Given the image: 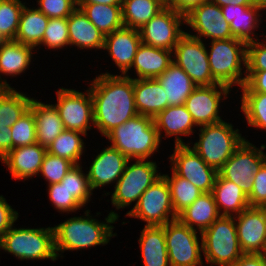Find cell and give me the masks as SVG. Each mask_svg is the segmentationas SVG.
Returning <instances> with one entry per match:
<instances>
[{
	"label": "cell",
	"mask_w": 266,
	"mask_h": 266,
	"mask_svg": "<svg viewBox=\"0 0 266 266\" xmlns=\"http://www.w3.org/2000/svg\"><path fill=\"white\" fill-rule=\"evenodd\" d=\"M33 97L15 88L0 90V124H14L27 110Z\"/></svg>",
	"instance_id": "8d00e7d4"
},
{
	"label": "cell",
	"mask_w": 266,
	"mask_h": 266,
	"mask_svg": "<svg viewBox=\"0 0 266 266\" xmlns=\"http://www.w3.org/2000/svg\"><path fill=\"white\" fill-rule=\"evenodd\" d=\"M12 124H0V160L12 150Z\"/></svg>",
	"instance_id": "f5cc1de1"
},
{
	"label": "cell",
	"mask_w": 266,
	"mask_h": 266,
	"mask_svg": "<svg viewBox=\"0 0 266 266\" xmlns=\"http://www.w3.org/2000/svg\"><path fill=\"white\" fill-rule=\"evenodd\" d=\"M25 4L21 0H0V37L2 40H15Z\"/></svg>",
	"instance_id": "ab89813d"
},
{
	"label": "cell",
	"mask_w": 266,
	"mask_h": 266,
	"mask_svg": "<svg viewBox=\"0 0 266 266\" xmlns=\"http://www.w3.org/2000/svg\"><path fill=\"white\" fill-rule=\"evenodd\" d=\"M119 214L110 211L104 221H98L90 215V210L84 212V216H74L53 227L54 229V249L57 258L64 251H75L94 246L106 245L112 237L117 236L113 233V225L117 222ZM59 252H61L59 254Z\"/></svg>",
	"instance_id": "7a4b0ae2"
},
{
	"label": "cell",
	"mask_w": 266,
	"mask_h": 266,
	"mask_svg": "<svg viewBox=\"0 0 266 266\" xmlns=\"http://www.w3.org/2000/svg\"><path fill=\"white\" fill-rule=\"evenodd\" d=\"M240 90H242V92L266 93V70L246 71V83Z\"/></svg>",
	"instance_id": "f907efd6"
},
{
	"label": "cell",
	"mask_w": 266,
	"mask_h": 266,
	"mask_svg": "<svg viewBox=\"0 0 266 266\" xmlns=\"http://www.w3.org/2000/svg\"><path fill=\"white\" fill-rule=\"evenodd\" d=\"M231 90L220 83L197 86L186 99L184 106L198 127L221 122L223 119L219 116L220 103L228 98Z\"/></svg>",
	"instance_id": "2e32d148"
},
{
	"label": "cell",
	"mask_w": 266,
	"mask_h": 266,
	"mask_svg": "<svg viewBox=\"0 0 266 266\" xmlns=\"http://www.w3.org/2000/svg\"><path fill=\"white\" fill-rule=\"evenodd\" d=\"M265 148L264 144L257 148L245 139L218 170V174L235 183L248 197L253 189L254 175L266 162V153L263 152Z\"/></svg>",
	"instance_id": "9c48e42d"
},
{
	"label": "cell",
	"mask_w": 266,
	"mask_h": 266,
	"mask_svg": "<svg viewBox=\"0 0 266 266\" xmlns=\"http://www.w3.org/2000/svg\"><path fill=\"white\" fill-rule=\"evenodd\" d=\"M35 48L24 45L16 40H3L0 44V74L16 77L25 72L31 64ZM3 88H11L7 80L1 78Z\"/></svg>",
	"instance_id": "cb8c5ba5"
},
{
	"label": "cell",
	"mask_w": 266,
	"mask_h": 266,
	"mask_svg": "<svg viewBox=\"0 0 266 266\" xmlns=\"http://www.w3.org/2000/svg\"><path fill=\"white\" fill-rule=\"evenodd\" d=\"M233 266H266V254L243 253Z\"/></svg>",
	"instance_id": "db71d44e"
},
{
	"label": "cell",
	"mask_w": 266,
	"mask_h": 266,
	"mask_svg": "<svg viewBox=\"0 0 266 266\" xmlns=\"http://www.w3.org/2000/svg\"><path fill=\"white\" fill-rule=\"evenodd\" d=\"M156 79L165 90L167 107L184 105L186 99L197 87L184 70L174 62Z\"/></svg>",
	"instance_id": "4dcf8cb0"
},
{
	"label": "cell",
	"mask_w": 266,
	"mask_h": 266,
	"mask_svg": "<svg viewBox=\"0 0 266 266\" xmlns=\"http://www.w3.org/2000/svg\"><path fill=\"white\" fill-rule=\"evenodd\" d=\"M78 7L105 36L124 26L121 5L78 3Z\"/></svg>",
	"instance_id": "836d02e7"
},
{
	"label": "cell",
	"mask_w": 266,
	"mask_h": 266,
	"mask_svg": "<svg viewBox=\"0 0 266 266\" xmlns=\"http://www.w3.org/2000/svg\"><path fill=\"white\" fill-rule=\"evenodd\" d=\"M263 4H264V8L266 10V0L263 2Z\"/></svg>",
	"instance_id": "6f0895ef"
},
{
	"label": "cell",
	"mask_w": 266,
	"mask_h": 266,
	"mask_svg": "<svg viewBox=\"0 0 266 266\" xmlns=\"http://www.w3.org/2000/svg\"><path fill=\"white\" fill-rule=\"evenodd\" d=\"M0 249L22 260H57L54 229L16 228L13 226L0 239Z\"/></svg>",
	"instance_id": "8992f818"
},
{
	"label": "cell",
	"mask_w": 266,
	"mask_h": 266,
	"mask_svg": "<svg viewBox=\"0 0 266 266\" xmlns=\"http://www.w3.org/2000/svg\"><path fill=\"white\" fill-rule=\"evenodd\" d=\"M49 18L37 8L24 5L15 40L33 48L40 47Z\"/></svg>",
	"instance_id": "d6a6232c"
},
{
	"label": "cell",
	"mask_w": 266,
	"mask_h": 266,
	"mask_svg": "<svg viewBox=\"0 0 266 266\" xmlns=\"http://www.w3.org/2000/svg\"><path fill=\"white\" fill-rule=\"evenodd\" d=\"M162 175L168 182L172 206L177 215L203 194L201 190L188 180L178 176L173 170L171 177L168 174Z\"/></svg>",
	"instance_id": "74e56055"
},
{
	"label": "cell",
	"mask_w": 266,
	"mask_h": 266,
	"mask_svg": "<svg viewBox=\"0 0 266 266\" xmlns=\"http://www.w3.org/2000/svg\"><path fill=\"white\" fill-rule=\"evenodd\" d=\"M47 147L34 143L13 148L0 161L7 166L15 180H28L39 175Z\"/></svg>",
	"instance_id": "7402d4cb"
},
{
	"label": "cell",
	"mask_w": 266,
	"mask_h": 266,
	"mask_svg": "<svg viewBox=\"0 0 266 266\" xmlns=\"http://www.w3.org/2000/svg\"><path fill=\"white\" fill-rule=\"evenodd\" d=\"M37 9L48 18H68L78 7L75 0H37Z\"/></svg>",
	"instance_id": "bcb514c9"
},
{
	"label": "cell",
	"mask_w": 266,
	"mask_h": 266,
	"mask_svg": "<svg viewBox=\"0 0 266 266\" xmlns=\"http://www.w3.org/2000/svg\"><path fill=\"white\" fill-rule=\"evenodd\" d=\"M74 165L73 162L66 158L57 157L47 152L44 156L38 177L42 175L46 182H48V185L60 183Z\"/></svg>",
	"instance_id": "ee69618b"
},
{
	"label": "cell",
	"mask_w": 266,
	"mask_h": 266,
	"mask_svg": "<svg viewBox=\"0 0 266 266\" xmlns=\"http://www.w3.org/2000/svg\"><path fill=\"white\" fill-rule=\"evenodd\" d=\"M129 162L130 160L114 185L111 195V204L117 210L129 207L135 201L136 205L141 195L162 176L161 173H158L155 161L136 159L134 163L130 164Z\"/></svg>",
	"instance_id": "ba28073f"
},
{
	"label": "cell",
	"mask_w": 266,
	"mask_h": 266,
	"mask_svg": "<svg viewBox=\"0 0 266 266\" xmlns=\"http://www.w3.org/2000/svg\"><path fill=\"white\" fill-rule=\"evenodd\" d=\"M139 246L144 266H170L163 226H144Z\"/></svg>",
	"instance_id": "1f68e13d"
},
{
	"label": "cell",
	"mask_w": 266,
	"mask_h": 266,
	"mask_svg": "<svg viewBox=\"0 0 266 266\" xmlns=\"http://www.w3.org/2000/svg\"><path fill=\"white\" fill-rule=\"evenodd\" d=\"M185 16L172 8L165 7L139 28L141 42L160 49L174 51L180 38L186 33L182 25Z\"/></svg>",
	"instance_id": "5bb4252c"
},
{
	"label": "cell",
	"mask_w": 266,
	"mask_h": 266,
	"mask_svg": "<svg viewBox=\"0 0 266 266\" xmlns=\"http://www.w3.org/2000/svg\"><path fill=\"white\" fill-rule=\"evenodd\" d=\"M220 216H237L250 207L248 197L235 183L222 178L219 174L212 189Z\"/></svg>",
	"instance_id": "f546056e"
},
{
	"label": "cell",
	"mask_w": 266,
	"mask_h": 266,
	"mask_svg": "<svg viewBox=\"0 0 266 266\" xmlns=\"http://www.w3.org/2000/svg\"><path fill=\"white\" fill-rule=\"evenodd\" d=\"M207 49L213 78L230 88L246 83L247 44L239 39L213 40ZM245 68V69H243ZM242 69L245 70L242 73Z\"/></svg>",
	"instance_id": "277c9868"
},
{
	"label": "cell",
	"mask_w": 266,
	"mask_h": 266,
	"mask_svg": "<svg viewBox=\"0 0 266 266\" xmlns=\"http://www.w3.org/2000/svg\"><path fill=\"white\" fill-rule=\"evenodd\" d=\"M219 217L214 196L212 192H207L201 194L191 205L181 211L177 219L201 234Z\"/></svg>",
	"instance_id": "f1b7e54d"
},
{
	"label": "cell",
	"mask_w": 266,
	"mask_h": 266,
	"mask_svg": "<svg viewBox=\"0 0 266 266\" xmlns=\"http://www.w3.org/2000/svg\"><path fill=\"white\" fill-rule=\"evenodd\" d=\"M153 119L160 141H162V137L174 136V145H189V143L183 142L181 136H189L195 133L192 128L197 127L184 105L168 106ZM163 132H165V136L162 135Z\"/></svg>",
	"instance_id": "603a6c76"
},
{
	"label": "cell",
	"mask_w": 266,
	"mask_h": 266,
	"mask_svg": "<svg viewBox=\"0 0 266 266\" xmlns=\"http://www.w3.org/2000/svg\"><path fill=\"white\" fill-rule=\"evenodd\" d=\"M83 206L91 200V190L88 176L82 170V165H74L60 182Z\"/></svg>",
	"instance_id": "60d3db41"
},
{
	"label": "cell",
	"mask_w": 266,
	"mask_h": 266,
	"mask_svg": "<svg viewBox=\"0 0 266 266\" xmlns=\"http://www.w3.org/2000/svg\"><path fill=\"white\" fill-rule=\"evenodd\" d=\"M214 4H217L220 7L230 5H253L258 0H210Z\"/></svg>",
	"instance_id": "11a10c76"
},
{
	"label": "cell",
	"mask_w": 266,
	"mask_h": 266,
	"mask_svg": "<svg viewBox=\"0 0 266 266\" xmlns=\"http://www.w3.org/2000/svg\"><path fill=\"white\" fill-rule=\"evenodd\" d=\"M141 43L139 29L123 26L105 36L103 50H107L112 61L120 70L121 75L128 77L137 49Z\"/></svg>",
	"instance_id": "ffe728a7"
},
{
	"label": "cell",
	"mask_w": 266,
	"mask_h": 266,
	"mask_svg": "<svg viewBox=\"0 0 266 266\" xmlns=\"http://www.w3.org/2000/svg\"><path fill=\"white\" fill-rule=\"evenodd\" d=\"M81 135L87 136L79 131L64 129L62 133L47 146V152L57 157L66 158L75 165H79L81 164L82 159L80 158L85 149V144Z\"/></svg>",
	"instance_id": "d590c367"
},
{
	"label": "cell",
	"mask_w": 266,
	"mask_h": 266,
	"mask_svg": "<svg viewBox=\"0 0 266 266\" xmlns=\"http://www.w3.org/2000/svg\"><path fill=\"white\" fill-rule=\"evenodd\" d=\"M201 237L202 254L211 266H233L243 254L234 217L220 216Z\"/></svg>",
	"instance_id": "52a82bcc"
},
{
	"label": "cell",
	"mask_w": 266,
	"mask_h": 266,
	"mask_svg": "<svg viewBox=\"0 0 266 266\" xmlns=\"http://www.w3.org/2000/svg\"><path fill=\"white\" fill-rule=\"evenodd\" d=\"M248 201L251 207H264L266 205V162L254 175L253 189L248 196Z\"/></svg>",
	"instance_id": "c3c4849f"
},
{
	"label": "cell",
	"mask_w": 266,
	"mask_h": 266,
	"mask_svg": "<svg viewBox=\"0 0 266 266\" xmlns=\"http://www.w3.org/2000/svg\"><path fill=\"white\" fill-rule=\"evenodd\" d=\"M234 220L243 253L266 254V208L250 206Z\"/></svg>",
	"instance_id": "ac0fdd59"
},
{
	"label": "cell",
	"mask_w": 266,
	"mask_h": 266,
	"mask_svg": "<svg viewBox=\"0 0 266 266\" xmlns=\"http://www.w3.org/2000/svg\"><path fill=\"white\" fill-rule=\"evenodd\" d=\"M171 168L203 193L212 192L218 171L209 166L190 145H175L169 156Z\"/></svg>",
	"instance_id": "9a60e30c"
},
{
	"label": "cell",
	"mask_w": 266,
	"mask_h": 266,
	"mask_svg": "<svg viewBox=\"0 0 266 266\" xmlns=\"http://www.w3.org/2000/svg\"><path fill=\"white\" fill-rule=\"evenodd\" d=\"M121 7L124 26L139 29L166 5L165 0H122Z\"/></svg>",
	"instance_id": "e575fe53"
},
{
	"label": "cell",
	"mask_w": 266,
	"mask_h": 266,
	"mask_svg": "<svg viewBox=\"0 0 266 266\" xmlns=\"http://www.w3.org/2000/svg\"><path fill=\"white\" fill-rule=\"evenodd\" d=\"M18 211L9 205L3 195H0V239L19 218Z\"/></svg>",
	"instance_id": "681fc988"
},
{
	"label": "cell",
	"mask_w": 266,
	"mask_h": 266,
	"mask_svg": "<svg viewBox=\"0 0 266 266\" xmlns=\"http://www.w3.org/2000/svg\"><path fill=\"white\" fill-rule=\"evenodd\" d=\"M170 266H202V239L198 231L178 219L163 225Z\"/></svg>",
	"instance_id": "8fae6325"
},
{
	"label": "cell",
	"mask_w": 266,
	"mask_h": 266,
	"mask_svg": "<svg viewBox=\"0 0 266 266\" xmlns=\"http://www.w3.org/2000/svg\"><path fill=\"white\" fill-rule=\"evenodd\" d=\"M41 45L51 50L70 46L67 18H49Z\"/></svg>",
	"instance_id": "7bdbcfd3"
},
{
	"label": "cell",
	"mask_w": 266,
	"mask_h": 266,
	"mask_svg": "<svg viewBox=\"0 0 266 266\" xmlns=\"http://www.w3.org/2000/svg\"><path fill=\"white\" fill-rule=\"evenodd\" d=\"M29 109L34 114L37 143L47 147L65 129L60 115L53 104L32 99Z\"/></svg>",
	"instance_id": "83f0119b"
},
{
	"label": "cell",
	"mask_w": 266,
	"mask_h": 266,
	"mask_svg": "<svg viewBox=\"0 0 266 266\" xmlns=\"http://www.w3.org/2000/svg\"><path fill=\"white\" fill-rule=\"evenodd\" d=\"M173 62V51H168L141 43L137 49L131 68L137 75L133 79H149L160 76Z\"/></svg>",
	"instance_id": "484cf974"
},
{
	"label": "cell",
	"mask_w": 266,
	"mask_h": 266,
	"mask_svg": "<svg viewBox=\"0 0 266 266\" xmlns=\"http://www.w3.org/2000/svg\"><path fill=\"white\" fill-rule=\"evenodd\" d=\"M57 109L63 126L67 130H75L87 135L94 126L93 100L90 89L79 92L74 89L60 88L56 91ZM91 123V124H90Z\"/></svg>",
	"instance_id": "4fadbf2b"
},
{
	"label": "cell",
	"mask_w": 266,
	"mask_h": 266,
	"mask_svg": "<svg viewBox=\"0 0 266 266\" xmlns=\"http://www.w3.org/2000/svg\"><path fill=\"white\" fill-rule=\"evenodd\" d=\"M138 218L146 226H163L177 219L166 178L162 175L139 198L126 217Z\"/></svg>",
	"instance_id": "30bf717a"
},
{
	"label": "cell",
	"mask_w": 266,
	"mask_h": 266,
	"mask_svg": "<svg viewBox=\"0 0 266 266\" xmlns=\"http://www.w3.org/2000/svg\"><path fill=\"white\" fill-rule=\"evenodd\" d=\"M199 132V140L192 148L217 171L246 139L239 133V129H234L233 124L224 120L215 124L202 125Z\"/></svg>",
	"instance_id": "5b68a950"
},
{
	"label": "cell",
	"mask_w": 266,
	"mask_h": 266,
	"mask_svg": "<svg viewBox=\"0 0 266 266\" xmlns=\"http://www.w3.org/2000/svg\"><path fill=\"white\" fill-rule=\"evenodd\" d=\"M208 0H165L166 7L172 8L179 14L186 16L194 8Z\"/></svg>",
	"instance_id": "816d5d0a"
},
{
	"label": "cell",
	"mask_w": 266,
	"mask_h": 266,
	"mask_svg": "<svg viewBox=\"0 0 266 266\" xmlns=\"http://www.w3.org/2000/svg\"><path fill=\"white\" fill-rule=\"evenodd\" d=\"M264 70H266V42L258 39L247 44L246 71Z\"/></svg>",
	"instance_id": "7dc6e473"
},
{
	"label": "cell",
	"mask_w": 266,
	"mask_h": 266,
	"mask_svg": "<svg viewBox=\"0 0 266 266\" xmlns=\"http://www.w3.org/2000/svg\"><path fill=\"white\" fill-rule=\"evenodd\" d=\"M78 3H95L106 5H122V0H80Z\"/></svg>",
	"instance_id": "9f6ffc18"
},
{
	"label": "cell",
	"mask_w": 266,
	"mask_h": 266,
	"mask_svg": "<svg viewBox=\"0 0 266 266\" xmlns=\"http://www.w3.org/2000/svg\"><path fill=\"white\" fill-rule=\"evenodd\" d=\"M12 149L32 145L37 142L36 125L33 112L27 110L12 126Z\"/></svg>",
	"instance_id": "b9f144b4"
},
{
	"label": "cell",
	"mask_w": 266,
	"mask_h": 266,
	"mask_svg": "<svg viewBox=\"0 0 266 266\" xmlns=\"http://www.w3.org/2000/svg\"><path fill=\"white\" fill-rule=\"evenodd\" d=\"M128 158L111 146L103 148L92 160L87 176L91 190L117 183L124 172Z\"/></svg>",
	"instance_id": "44dd1931"
},
{
	"label": "cell",
	"mask_w": 266,
	"mask_h": 266,
	"mask_svg": "<svg viewBox=\"0 0 266 266\" xmlns=\"http://www.w3.org/2000/svg\"><path fill=\"white\" fill-rule=\"evenodd\" d=\"M134 100L138 114L152 118L167 107L165 90L156 78L134 79Z\"/></svg>",
	"instance_id": "4316f807"
},
{
	"label": "cell",
	"mask_w": 266,
	"mask_h": 266,
	"mask_svg": "<svg viewBox=\"0 0 266 266\" xmlns=\"http://www.w3.org/2000/svg\"><path fill=\"white\" fill-rule=\"evenodd\" d=\"M204 40L185 33L173 51V62L181 67L196 86L219 84L212 76Z\"/></svg>",
	"instance_id": "7c38bea8"
},
{
	"label": "cell",
	"mask_w": 266,
	"mask_h": 266,
	"mask_svg": "<svg viewBox=\"0 0 266 266\" xmlns=\"http://www.w3.org/2000/svg\"><path fill=\"white\" fill-rule=\"evenodd\" d=\"M185 24L189 26L193 33L190 36L203 40H226L234 38L230 30V24L225 20L221 7L210 0L194 8L185 16ZM192 34V35H191Z\"/></svg>",
	"instance_id": "e0dca14e"
},
{
	"label": "cell",
	"mask_w": 266,
	"mask_h": 266,
	"mask_svg": "<svg viewBox=\"0 0 266 266\" xmlns=\"http://www.w3.org/2000/svg\"><path fill=\"white\" fill-rule=\"evenodd\" d=\"M240 108L249 126L266 130V93L242 92Z\"/></svg>",
	"instance_id": "f35d334b"
},
{
	"label": "cell",
	"mask_w": 266,
	"mask_h": 266,
	"mask_svg": "<svg viewBox=\"0 0 266 266\" xmlns=\"http://www.w3.org/2000/svg\"><path fill=\"white\" fill-rule=\"evenodd\" d=\"M48 197L51 204L61 213H72L84 206L60 183L48 185Z\"/></svg>",
	"instance_id": "f6af8a7d"
},
{
	"label": "cell",
	"mask_w": 266,
	"mask_h": 266,
	"mask_svg": "<svg viewBox=\"0 0 266 266\" xmlns=\"http://www.w3.org/2000/svg\"><path fill=\"white\" fill-rule=\"evenodd\" d=\"M225 20L230 24V30L234 38L246 44L258 40L255 30L259 28L261 11H264V4L257 1L253 5H226L221 7ZM260 22V23H259Z\"/></svg>",
	"instance_id": "d6986e66"
},
{
	"label": "cell",
	"mask_w": 266,
	"mask_h": 266,
	"mask_svg": "<svg viewBox=\"0 0 266 266\" xmlns=\"http://www.w3.org/2000/svg\"><path fill=\"white\" fill-rule=\"evenodd\" d=\"M110 146L118 149L129 160L150 159L160 147L154 119L138 114L111 130L106 136Z\"/></svg>",
	"instance_id": "3957f363"
},
{
	"label": "cell",
	"mask_w": 266,
	"mask_h": 266,
	"mask_svg": "<svg viewBox=\"0 0 266 266\" xmlns=\"http://www.w3.org/2000/svg\"><path fill=\"white\" fill-rule=\"evenodd\" d=\"M94 128L102 136L138 115L134 100V79L128 75L101 73L90 83Z\"/></svg>",
	"instance_id": "6da1fadb"
},
{
	"label": "cell",
	"mask_w": 266,
	"mask_h": 266,
	"mask_svg": "<svg viewBox=\"0 0 266 266\" xmlns=\"http://www.w3.org/2000/svg\"><path fill=\"white\" fill-rule=\"evenodd\" d=\"M70 46L79 49H96L104 47L105 35L95 27L84 12L77 7L67 18Z\"/></svg>",
	"instance_id": "d4e9b609"
}]
</instances>
